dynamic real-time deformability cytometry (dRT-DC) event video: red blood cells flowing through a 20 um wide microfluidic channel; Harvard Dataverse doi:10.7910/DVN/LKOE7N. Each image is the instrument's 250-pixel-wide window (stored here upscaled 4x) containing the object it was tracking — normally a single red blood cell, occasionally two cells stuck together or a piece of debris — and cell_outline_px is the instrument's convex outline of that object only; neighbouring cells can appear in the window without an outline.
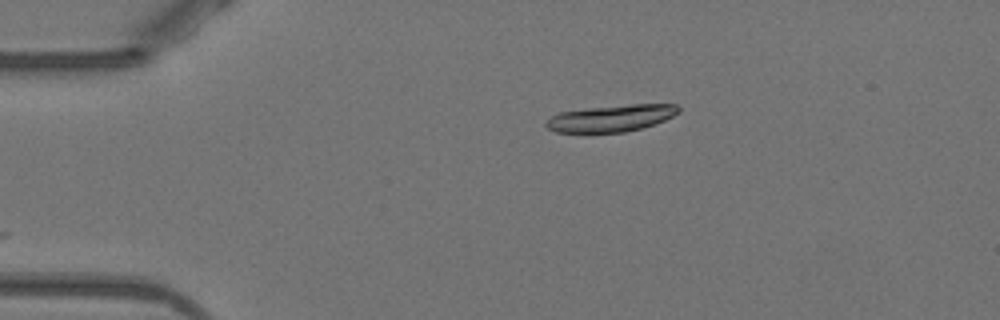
{"species": "Egyptian fruit bat (a non-hibernating species)", "species_latin": "Rousettus aegyptiacus", "temperature_condition": "warm", "stored_images_in_passage": 42, "camera_frame_rate_fps": 3000, "um_per_image_px": 0.085, "animal": {"sex": "female"}, "frame": {"image": 1, "passage_image": 1, "time_ms": 0.0, "image_size_px": [1000, 320], "cell_outline_px": [[680, 112], [664, 120], [640, 128], [624, 132], [556, 132], [548, 128], [544, 124], [556, 112], [588, 108], [628, 104], [676, 104], [680, 108]], "centroid_in_image_um": [51.93, 10.03], "position_along_channel_um": 33.1, "area_um2": 20.52}}
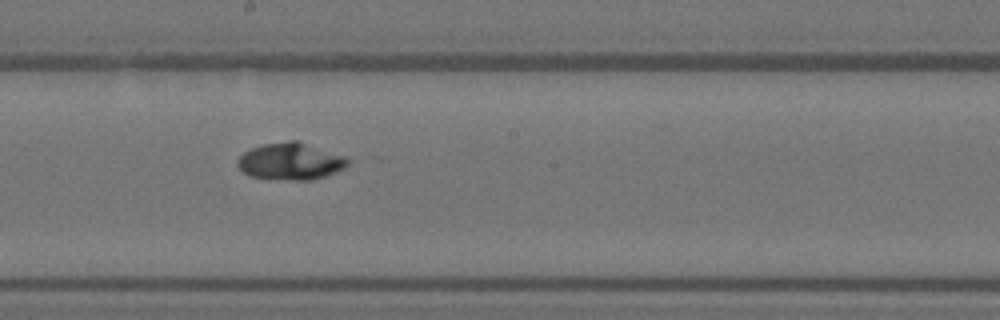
{"frame": {"image": 2, "passage_image": 19, "time_ms": 6.0, "image_size_px": [1000, 320], "cell_outline_px": [[348, 164], [344, 168], [336, 172], [312, 180], [296, 180], [248, 176], [236, 164], [236, 160], [244, 152], [252, 148], [264, 144], [288, 140], [296, 140], [344, 156], [348, 160]], "centroid_in_image_um": [24.68, 13.71], "position_along_channel_um": 223.5, "area_um2": 23.47}}
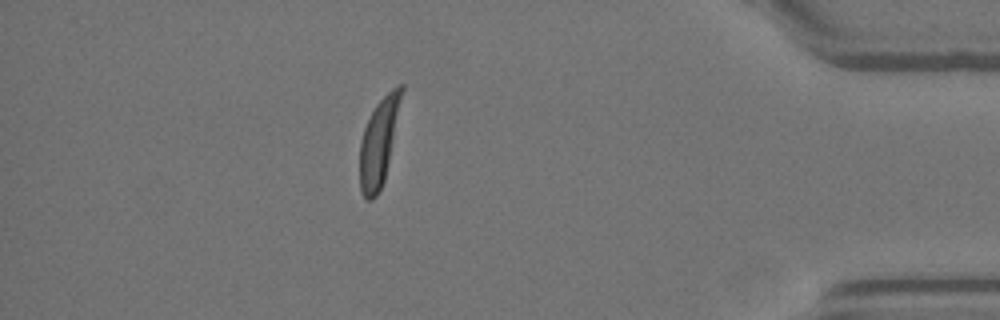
{"frame": {"image": 3, "passage_image": 36, "time_ms": 11.667, "image_size_px": [1000, 320], "cell_outline_px": [[404, 88], [384, 180], [376, 196], [372, 200], [364, 200], [360, 188], [360, 140], [364, 128], [376, 104], [392, 88], [400, 84], [404, 84]], "centroid_in_image_um": [32.19, 12.09], "position_along_channel_um": 403.0, "area_um2": 20.69}, "authors_computed_cell_mechanics": {"area_um2": 22.8599, "velocity_mm_per_s": 3.9302, "shape_relaxation_time_tau1_ms": 2.7747, "shape_relaxation_time_tau2_ms": null, "deformation_change_tau1": 0.273, "deformation_change_tau2": null}}